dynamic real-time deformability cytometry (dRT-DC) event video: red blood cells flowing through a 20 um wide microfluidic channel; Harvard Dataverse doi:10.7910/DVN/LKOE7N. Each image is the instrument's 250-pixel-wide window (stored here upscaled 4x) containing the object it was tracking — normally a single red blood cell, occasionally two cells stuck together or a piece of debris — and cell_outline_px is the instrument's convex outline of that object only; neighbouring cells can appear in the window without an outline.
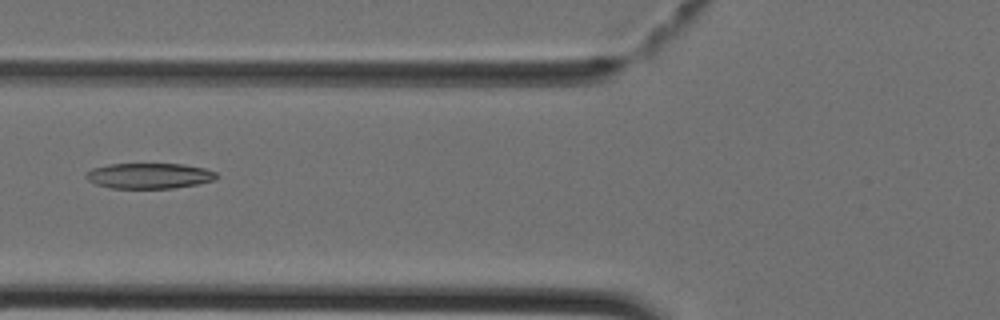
{"species": "Egyptian fruit bat (a non-hibernating species)", "species_latin": "Rousettus aegyptiacus", "temperature_condition": "cold", "stored_images_in_passage": 32, "camera_frame_rate_fps": 3000, "um_per_image_px": 0.085, "animal": {"sex": "female"}, "frame": {"image": 1, "passage_image": 6, "time_ms": 1.667, "image_size_px": [1000, 320], "cell_outline_px": [[220, 176], [216, 180], [196, 184], [172, 188], [112, 188], [96, 184], [88, 180], [84, 176], [92, 168], [108, 164], [184, 164], [204, 168], [216, 172]], "centroid_in_image_um": [12.71, 14.94], "position_along_channel_um": 113.1, "area_um2": 19.42}}
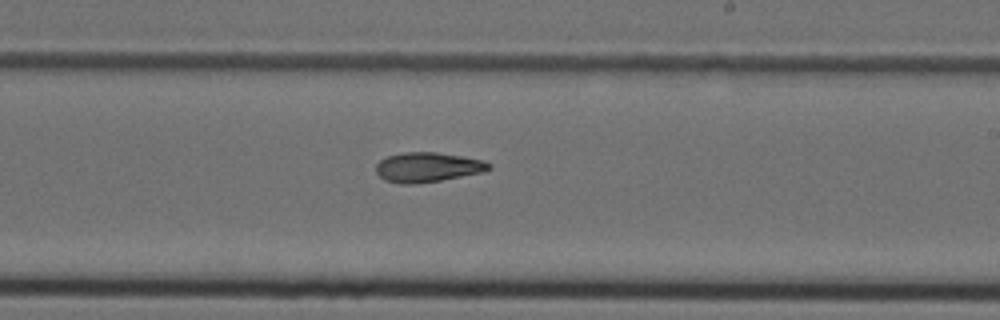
{"frame": {"image": 2, "passage_image": 15, "time_ms": 4.667, "image_size_px": [1000, 320], "cell_outline_px": [[492, 168], [484, 172], [440, 180], [416, 184], [400, 184], [384, 180], [376, 172], [376, 164], [380, 160], [388, 156], [404, 152], [436, 152], [484, 160], [492, 164]], "centroid_in_image_um": [36.35, 14.22], "position_along_channel_um": 252.6, "area_um2": 19.59}}
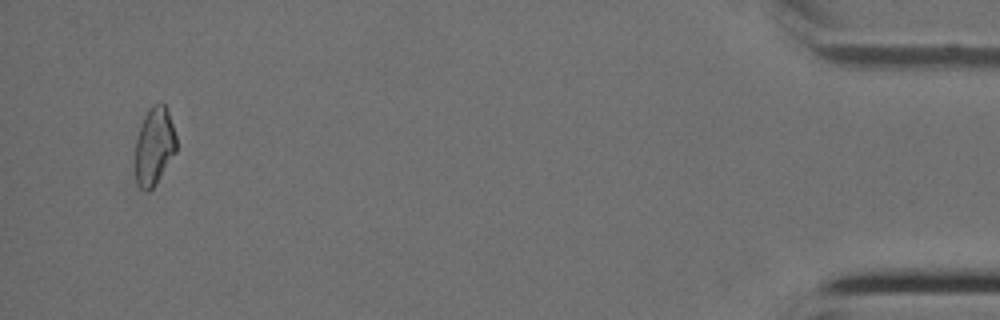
{"frame": {"image": 3, "passage_image": 31, "time_ms": 10.0, "image_size_px": [1000, 320], "cell_outline_px": [[176, 152], [156, 184], [148, 192], [144, 192], [136, 184], [136, 140], [144, 116], [148, 108], [152, 104], [160, 100], [168, 108], [176, 136]], "centroid_in_image_um": [13.13, 12.4], "position_along_channel_um": 422.1, "area_um2": 18.9}}